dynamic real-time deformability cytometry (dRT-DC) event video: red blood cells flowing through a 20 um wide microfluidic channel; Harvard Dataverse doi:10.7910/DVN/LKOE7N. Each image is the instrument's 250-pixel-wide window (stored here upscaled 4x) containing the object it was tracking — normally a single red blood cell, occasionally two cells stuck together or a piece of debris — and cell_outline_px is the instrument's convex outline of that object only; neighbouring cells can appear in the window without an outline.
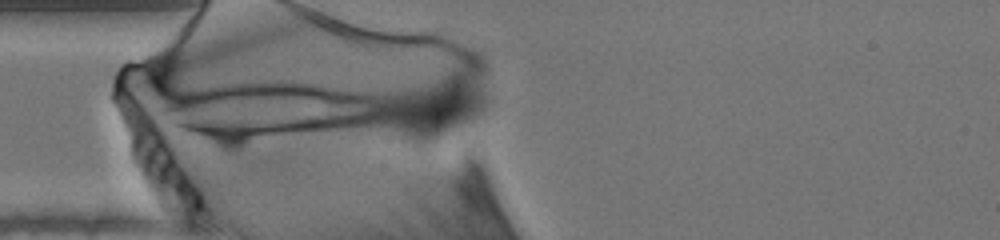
{"species": "human", "species_latin": "Homo sapiens", "temperature_condition": "warm", "stored_images_in_passage": 53, "segment_of_instrument_passage": [1, 2], "camera_frame_rate_fps": 3000, "um_per_image_px": 0.085, "donor": {"sex": "male"}, "frame": {"image": 1, "passage_image": 15, "time_ms": 4.667, "image_size_px": [1000, 240], "cell_outline_px": [[368, 120], [356, 124], [244, 140], [224, 140], [188, 132], [172, 124], [156, 112], [160, 108], [180, 92], [220, 84], [264, 80], [296, 80], [320, 84], [368, 96]], "centroid_in_image_um": [22.42, 9.28], "position_along_channel_um": 62.6, "area_um2": 68.38}}